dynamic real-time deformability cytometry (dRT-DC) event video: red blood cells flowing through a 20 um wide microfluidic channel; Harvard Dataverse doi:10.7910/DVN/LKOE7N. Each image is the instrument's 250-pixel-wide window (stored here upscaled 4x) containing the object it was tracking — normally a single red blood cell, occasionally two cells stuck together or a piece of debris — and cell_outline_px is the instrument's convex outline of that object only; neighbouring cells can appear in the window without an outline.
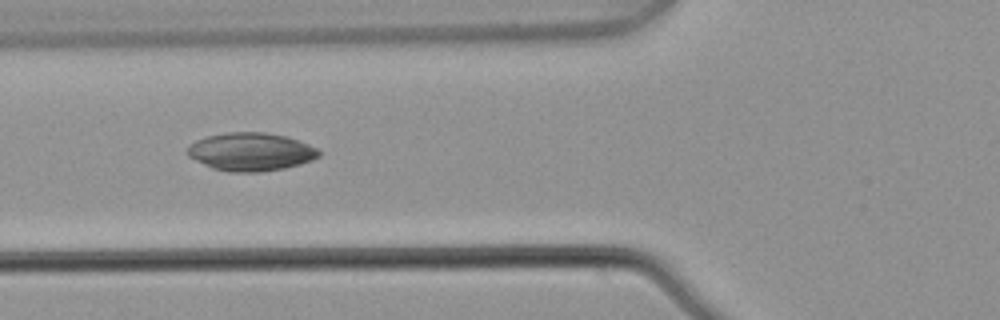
{"species": "common noctule bat (a hibernating species)", "species_latin": "Nyctalus noctula", "temperature_condition": "warm", "stored_images_in_passage": 6, "camera_frame_rate_fps": 3000, "um_per_image_px": 0.085, "animal": {"sex": "male", "body_mass_g": 21.5, "forearm_length_mm": 52.0}, "frame": {"image": 1, "passage_image": 6, "time_ms": 1.667, "image_size_px": [1000, 320], "cell_outline_px": [[320, 156], [312, 160], [300, 164], [284, 168], [260, 172], [228, 172], [212, 168], [188, 156], [188, 144], [196, 140], [208, 136], [228, 132], [264, 132], [284, 136], [308, 144], [316, 148], [320, 152]], "centroid_in_image_um": [21.3, 12.91], "position_along_channel_um": 104.5, "area_um2": 29.07}}